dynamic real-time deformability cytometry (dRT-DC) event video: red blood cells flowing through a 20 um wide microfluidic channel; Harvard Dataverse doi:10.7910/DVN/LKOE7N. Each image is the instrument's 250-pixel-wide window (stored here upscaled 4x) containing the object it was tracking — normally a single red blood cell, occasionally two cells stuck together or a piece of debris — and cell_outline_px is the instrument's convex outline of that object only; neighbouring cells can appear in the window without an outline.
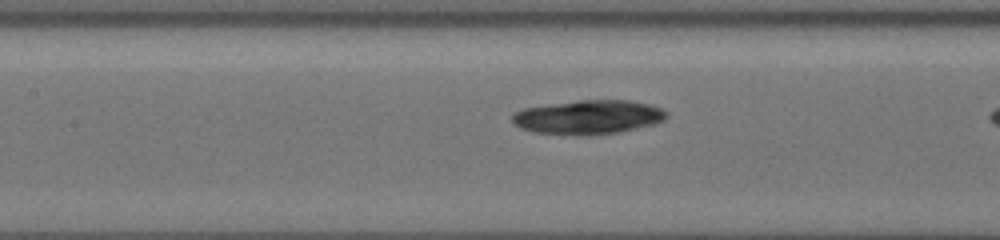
{"species": "common noctule bat (a hibernating species)", "species_latin": "Nyctalus noctula", "temperature_condition": "cold", "stored_images_in_passage": 45, "camera_frame_rate_fps": 3000, "um_per_image_px": 0.085, "animal": {"sex": "female", "body_mass_g": 19.5, "forearm_length_mm": 54.1}, "frame": {"image": 1, "passage_image": 27, "time_ms": 8.667, "image_size_px": [1000, 240], "cell_outline_px": [[668, 116], [664, 120], [656, 124], [616, 132], [588, 136], [576, 136], [532, 132], [520, 128], [512, 120], [512, 112], [524, 108], [548, 104], [580, 100], [632, 100], [664, 108], [668, 112]], "centroid_in_image_um": [50.01, 9.96], "position_along_channel_um": 157.4, "area_um2": 31.1}}
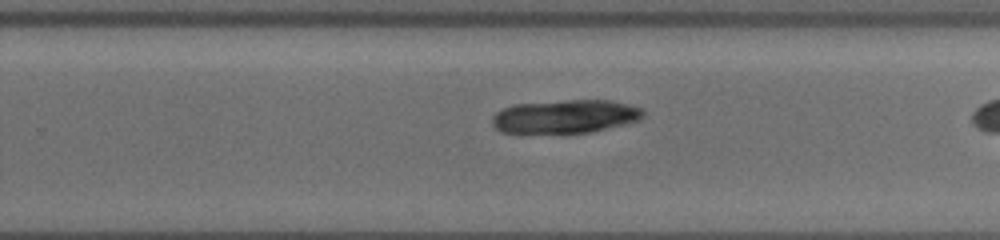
{"frame": {"image": 2, "passage_image": 37, "time_ms": 12.0, "image_size_px": [1000, 240], "cell_outline_px": [[644, 116], [640, 120], [592, 132], [500, 132], [492, 124], [492, 116], [496, 112], [512, 104], [568, 100], [612, 100], [644, 108]], "centroid_in_image_um": [48.08, 9.88], "position_along_channel_um": 281.7, "area_um2": 29.36}}
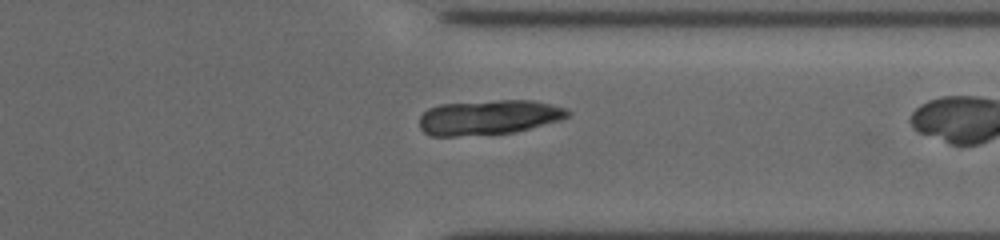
{"frame": {"image": 3, "passage_image": 44, "time_ms": 14.333, "image_size_px": [1000, 240], "cell_outline_px": [[572, 112], [568, 116], [560, 120], [512, 132], [456, 136], [432, 136], [424, 132], [420, 128], [420, 116], [428, 108], [440, 104], [496, 100], [532, 100], [552, 104], [568, 108]], "centroid_in_image_um": [41.54, 9.95], "position_along_channel_um": 369.9, "area_um2": 30.0}}